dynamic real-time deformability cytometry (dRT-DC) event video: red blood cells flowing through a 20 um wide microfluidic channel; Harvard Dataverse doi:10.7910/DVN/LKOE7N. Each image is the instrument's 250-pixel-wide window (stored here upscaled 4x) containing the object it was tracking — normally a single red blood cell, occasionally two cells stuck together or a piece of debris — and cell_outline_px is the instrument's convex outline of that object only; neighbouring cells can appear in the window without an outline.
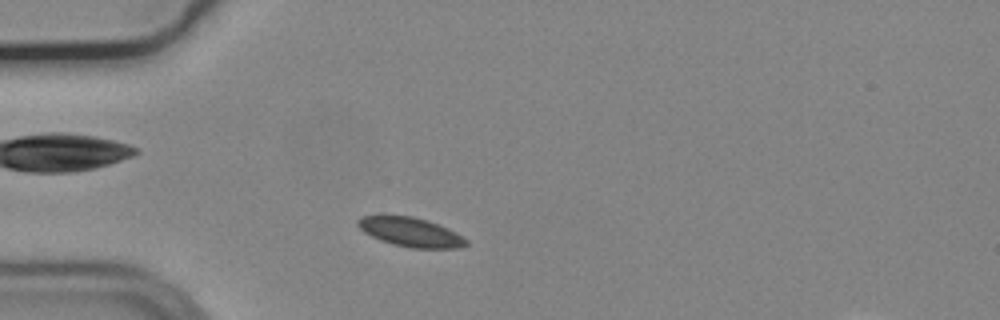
{"species": "common noctule bat (a hibernating species)", "species_latin": "Nyctalus noctula", "temperature_condition": "cold", "stored_images_in_passage": 47, "segment_of_instrument_passage": [1, 2], "camera_frame_rate_fps": 3000, "um_per_image_px": 0.085, "animal": {"sex": "male", "body_mass_g": 19.2, "forearm_length_mm": 51.8}, "frame": {"image": 1, "passage_image": 5, "time_ms": 1.333, "image_size_px": [1000, 320], "cell_outline_px": [[468, 244], [460, 248], [412, 248], [392, 244], [380, 240], [364, 232], [356, 224], [356, 220], [364, 216], [412, 216], [428, 220], [448, 228], [456, 232], [468, 240]], "centroid_in_image_um": [34.93, 19.73], "position_along_channel_um": 50.1, "area_um2": 18.38}}
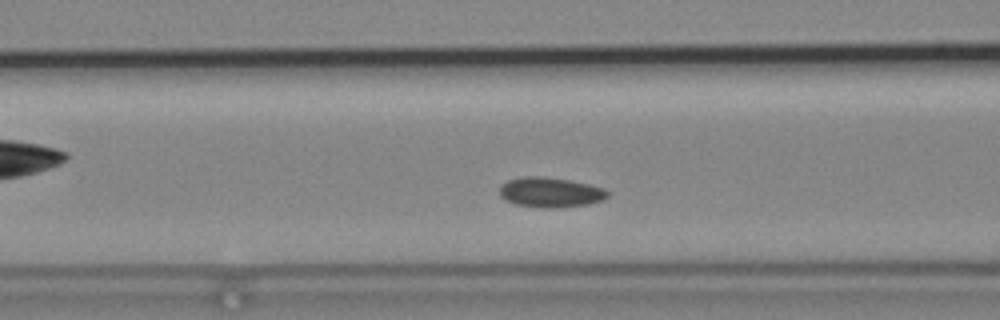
{"frame": {"image": 2, "passage_image": 12, "time_ms": 3.667, "image_size_px": [1000, 320], "cell_outline_px": [[608, 196], [604, 200], [588, 204], [556, 208], [544, 208], [516, 204], [504, 200], [500, 196], [500, 188], [508, 180], [524, 176], [540, 176], [568, 180], [588, 184], [604, 188], [608, 192]], "centroid_in_image_um": [46.79, 16.35], "position_along_channel_um": 119.8, "area_um2": 18.79}}
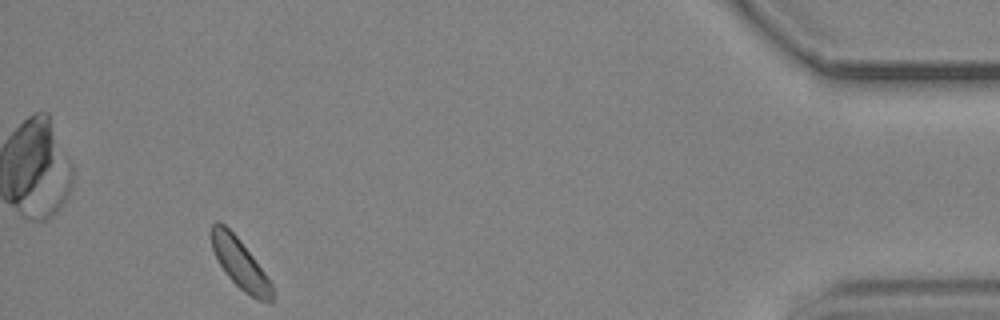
{"frame": {"image": 3, "passage_image": 42, "time_ms": 13.667, "image_size_px": [1000, 320], "cell_outline_px": [[272, 304], [268, 304], [256, 300], [244, 292], [224, 272], [212, 248], [212, 224], [216, 220], [220, 220], [240, 240], [264, 272], [272, 284]], "centroid_in_image_um": [20.42, 22.44], "position_along_channel_um": 414.8, "area_um2": 17.46}}